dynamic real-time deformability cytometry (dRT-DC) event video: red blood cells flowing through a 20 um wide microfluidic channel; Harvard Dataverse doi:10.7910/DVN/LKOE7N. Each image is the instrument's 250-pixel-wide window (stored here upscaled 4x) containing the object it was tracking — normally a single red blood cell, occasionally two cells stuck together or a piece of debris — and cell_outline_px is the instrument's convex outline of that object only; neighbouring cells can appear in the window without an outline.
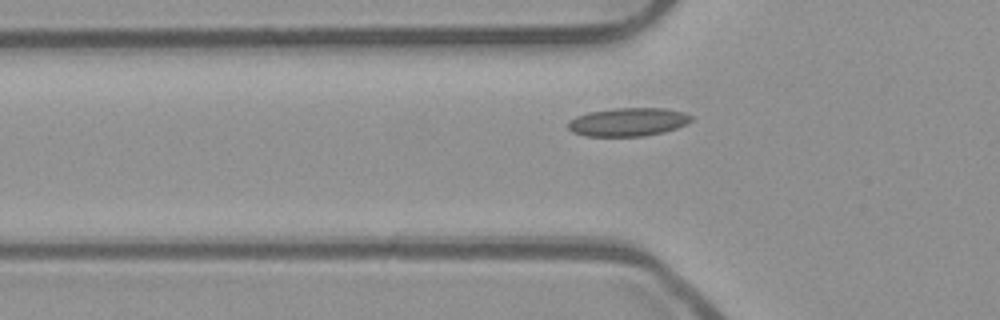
{"species": "common noctule bat (a hibernating species)", "species_latin": "Nyctalus noctula", "temperature_condition": "room temperature", "stored_images_in_passage": 42, "camera_frame_rate_fps": 3000, "um_per_image_px": 0.085, "animal": {"sex": "male", "body_mass_g": 23.1, "forearm_length_mm": 52.7}, "frame": {"image": 1, "passage_image": 13, "time_ms": 4.0, "image_size_px": [1000, 320], "cell_outline_px": [[692, 120], [688, 124], [664, 132], [644, 136], [588, 136], [572, 132], [568, 128], [568, 120], [576, 116], [588, 112], [612, 108], [664, 108], [684, 112], [692, 116]], "centroid_in_image_um": [53.39, 10.36], "position_along_channel_um": 72.4, "area_um2": 20.52}}
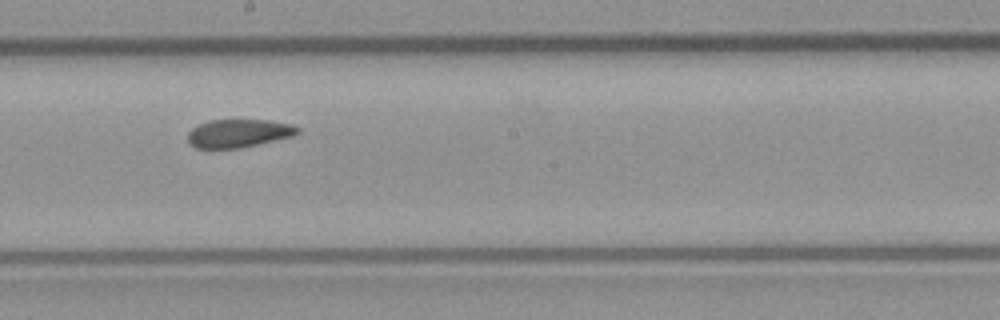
{"frame": {"image": 2, "passage_image": 25, "time_ms": 8.0, "image_size_px": [1000, 320], "cell_outline_px": [[300, 132], [292, 136], [240, 148], [196, 148], [188, 144], [188, 132], [192, 128], [208, 120], [268, 120], [292, 124], [300, 128]], "centroid_in_image_um": [20.27, 11.33], "position_along_channel_um": 227.9, "area_um2": 18.03}}
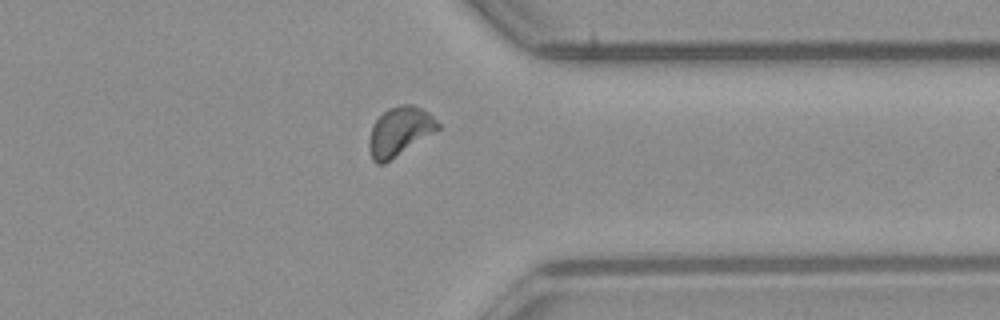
{"frame": {"image": 3, "passage_image": 37, "time_ms": 12.0, "image_size_px": [1000, 320], "cell_outline_px": [[440, 128], [384, 164], [376, 164], [372, 160], [368, 148], [368, 140], [372, 124], [388, 108], [400, 104], [412, 104], [428, 112], [440, 124]], "centroid_in_image_um": [33.93, 11.17], "position_along_channel_um": 377.5, "area_um2": 19.54}}